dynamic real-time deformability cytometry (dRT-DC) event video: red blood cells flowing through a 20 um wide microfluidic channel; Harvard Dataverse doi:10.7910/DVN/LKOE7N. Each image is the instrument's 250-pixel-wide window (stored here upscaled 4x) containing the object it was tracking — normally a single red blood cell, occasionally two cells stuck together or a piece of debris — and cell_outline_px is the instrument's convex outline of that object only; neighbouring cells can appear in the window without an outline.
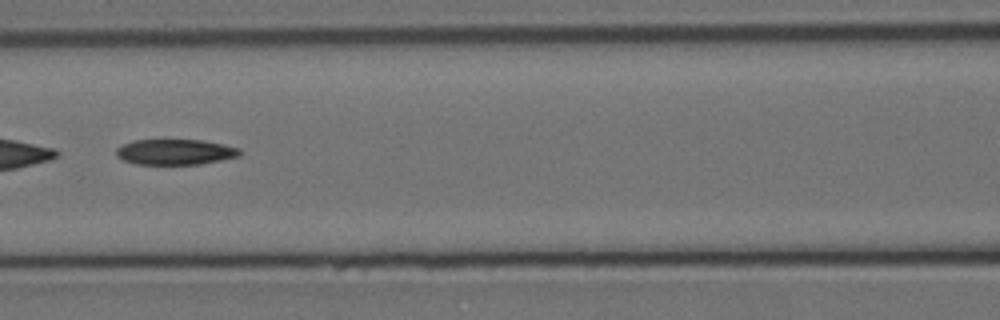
{"species": "Egyptian fruit bat (a non-hibernating species)", "species_latin": "Rousettus aegyptiacus", "temperature_condition": "cold", "stored_images_in_passage": 46, "camera_frame_rate_fps": 3000, "um_per_image_px": 0.085, "animal": {"sex": "female"}, "frame": {"image": 1, "passage_image": 15, "time_ms": 4.667, "image_size_px": [1000, 320], "cell_outline_px": [[240, 156], [200, 164], [136, 164], [124, 160], [116, 156], [116, 148], [132, 140], [200, 140], [240, 148]], "centroid_in_image_um": [14.86, 12.92], "position_along_channel_um": 151.7, "area_um2": 18.21}}
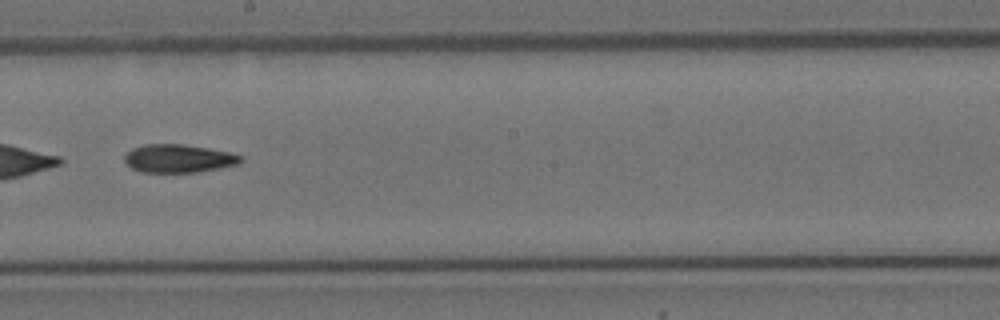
{"frame": {"image": 2, "passage_image": 22, "time_ms": 7.0, "image_size_px": [1000, 320], "cell_outline_px": [[240, 160], [236, 164], [196, 172], [140, 172], [132, 168], [124, 160], [124, 156], [132, 148], [144, 144], [184, 144], [208, 148], [228, 152], [240, 156]], "centroid_in_image_um": [15.09, 13.46], "position_along_channel_um": 233.1, "area_um2": 18.73}}
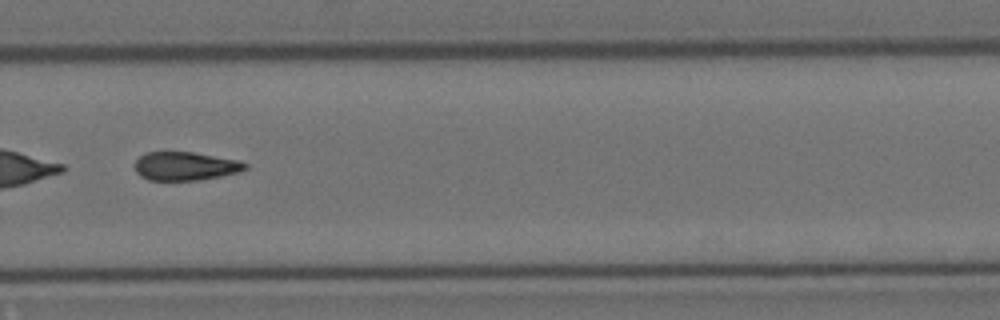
{"frame": {"image": 3, "passage_image": 29, "time_ms": 9.333, "image_size_px": [1000, 320], "cell_outline_px": [[248, 168], [240, 172], [220, 176], [196, 180], [148, 180], [140, 176], [136, 172], [136, 160], [140, 156], [148, 152], [192, 152], [236, 160], [248, 164]], "centroid_in_image_um": [15.75, 14.12], "position_along_channel_um": 314.1, "area_um2": 18.15}}